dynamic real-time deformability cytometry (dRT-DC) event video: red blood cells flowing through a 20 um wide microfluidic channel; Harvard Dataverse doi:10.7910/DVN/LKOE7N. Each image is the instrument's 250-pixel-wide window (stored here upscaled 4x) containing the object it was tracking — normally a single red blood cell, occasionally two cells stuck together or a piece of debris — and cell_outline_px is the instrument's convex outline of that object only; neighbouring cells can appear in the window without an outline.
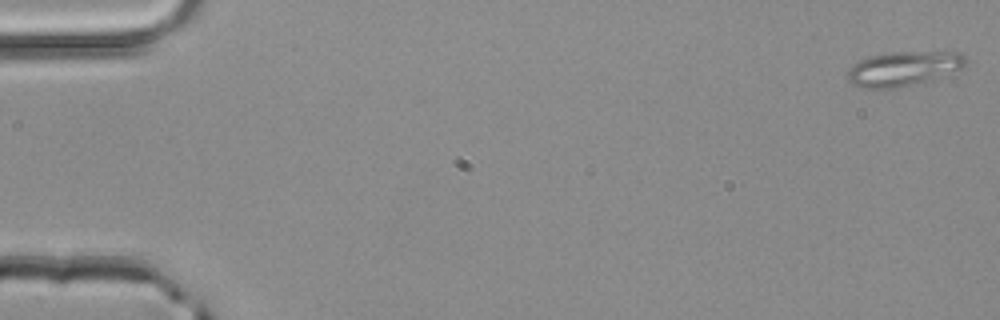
{"species": "common noctule bat (a hibernating species)", "species_latin": "Nyctalus noctula", "temperature_condition": "room temperature", "stored_images_in_passage": 4, "camera_frame_rate_fps": 3000, "um_per_image_px": 0.085, "animal": {"sex": "male", "body_mass_g": 20.4}, "frame": {"image": 1, "passage_image": 1, "time_ms": 0.0, "image_size_px": [1000, 320], "cell_outline_px": [[968, 64], [964, 68], [924, 80], [892, 88], [864, 88], [852, 84], [848, 80], [848, 72], [852, 64], [860, 60], [872, 56], [892, 52], [960, 52], [968, 60]], "centroid_in_image_um": [76.79, 5.81], "position_along_channel_um": 8.2, "area_um2": 23.18}}
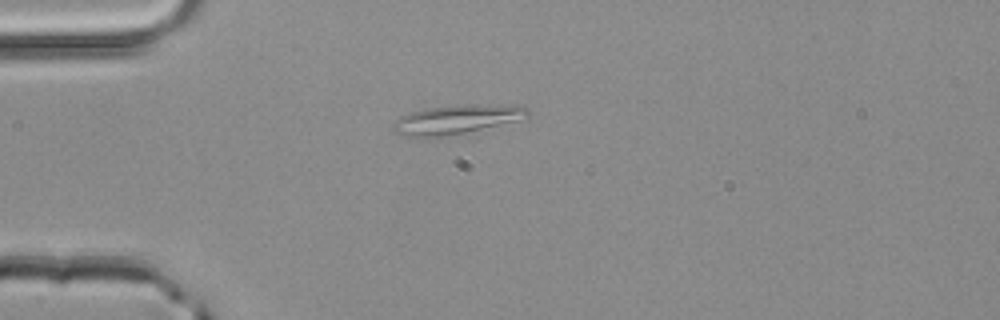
{"frame": {"image": 2, "passage_image": 4, "time_ms": 1.0, "image_size_px": [1000, 320], "cell_outline_px": [[528, 116], [516, 120], [464, 132], [444, 136], [408, 136], [396, 132], [392, 128], [392, 124], [400, 116], [408, 112], [424, 108], [456, 104], [520, 104], [528, 112]], "centroid_in_image_um": [38.77, 10.1], "position_along_channel_um": 46.2, "area_um2": 22.6}}